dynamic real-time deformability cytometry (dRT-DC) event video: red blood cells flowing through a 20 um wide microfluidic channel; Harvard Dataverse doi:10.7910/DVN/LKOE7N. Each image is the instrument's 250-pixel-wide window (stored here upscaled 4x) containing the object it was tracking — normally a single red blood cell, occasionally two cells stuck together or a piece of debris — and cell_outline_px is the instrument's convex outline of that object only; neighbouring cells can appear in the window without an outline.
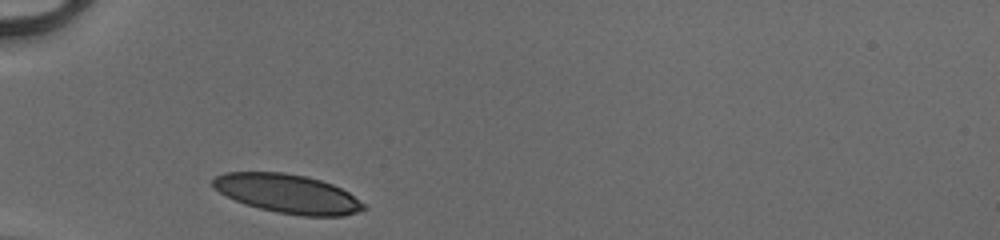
{"species": "human", "species_latin": "Homo sapiens", "temperature_condition": "cold", "stored_images_in_passage": 27, "camera_frame_rate_fps": 3000, "um_per_image_px": 0.085, "donor": {"sex": "male"}, "frame": {"image": 1, "passage_image": 1, "time_ms": 0.0, "image_size_px": [1000, 240], "cell_outline_px": [[368, 208], [344, 216], [300, 216], [276, 212], [260, 208], [236, 200], [220, 192], [212, 184], [212, 180], [216, 176], [224, 172], [284, 172], [304, 176], [320, 180], [332, 184], [348, 192], [364, 204]], "centroid_in_image_um": [24.47, 16.46], "position_along_channel_um": 60.5, "area_um2": 33.87}}
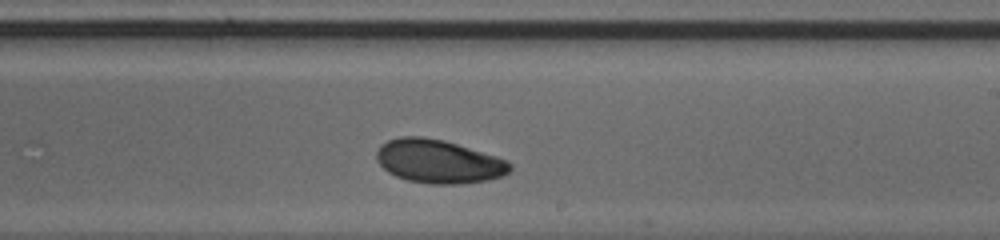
{"frame": {"image": 2, "passage_image": 16, "time_ms": 5.0, "image_size_px": [1000, 240], "cell_outline_px": [[512, 168], [508, 172], [500, 176], [488, 180], [460, 184], [428, 184], [408, 180], [396, 176], [388, 172], [376, 160], [376, 152], [380, 144], [388, 140], [400, 136], [420, 136], [444, 140], [496, 156], [508, 160], [512, 164]], "centroid_in_image_um": [37.26, 13.72], "position_along_channel_um": 251.7, "area_um2": 33.93}}
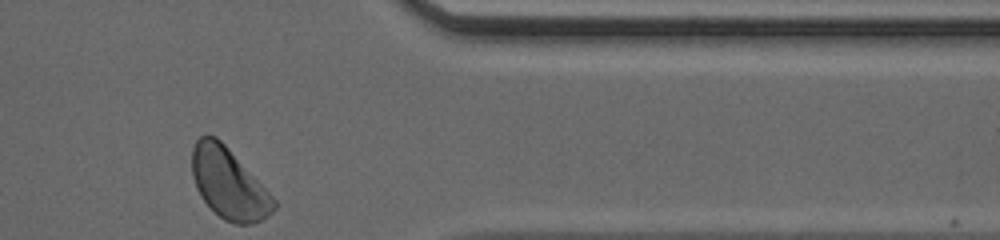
{"frame": {"image": 3, "passage_image": 27, "time_ms": 8.667, "image_size_px": [1000, 240], "cell_outline_px": [[276, 208], [268, 216], [252, 224], [236, 224], [224, 220], [200, 196], [196, 188], [192, 176], [192, 148], [196, 140], [200, 136], [216, 136], [224, 144], [276, 200]], "centroid_in_image_um": [19.43, 15.61], "position_along_channel_um": 392.0, "area_um2": 33.12}, "authors_computed_cell_mechanics": {"area_um2": 33.813, "velocity_mm_per_s": 4.0955, "shape_relaxation_time_tau1_ms": 4.8981, "shape_relaxation_time_tau2_ms": null, "deformation_change_tau1": 0.1601, "deformation_change_tau2": null}}